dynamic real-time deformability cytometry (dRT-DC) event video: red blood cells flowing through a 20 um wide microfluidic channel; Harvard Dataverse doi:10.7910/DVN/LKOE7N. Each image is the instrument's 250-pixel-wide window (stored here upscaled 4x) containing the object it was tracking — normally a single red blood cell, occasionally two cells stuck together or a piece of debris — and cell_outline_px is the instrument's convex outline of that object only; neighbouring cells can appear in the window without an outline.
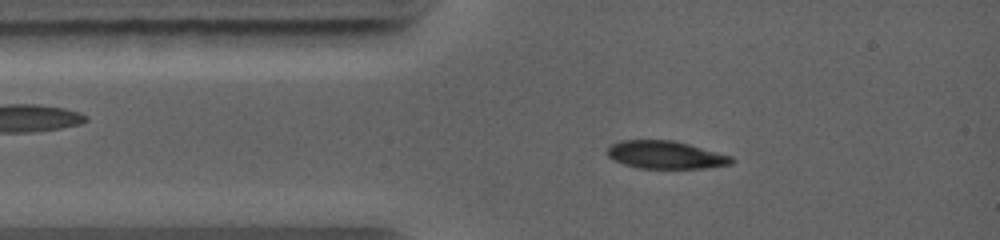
{"species": "common noctule bat (a hibernating species)", "species_latin": "Nyctalus noctula", "temperature_condition": "warm", "stored_images_in_passage": 91, "camera_frame_rate_fps": 5000, "um_per_image_px": 0.085, "animal": {"sex": "female", "body_mass_g": 19.0, "forearm_length_mm": 56.7}, "frame": {"image": 1, "passage_image": 10, "time_ms": 1.4, "image_size_px": [1000, 240], "cell_outline_px": [[736, 160], [732, 164], [704, 168], [636, 168], [624, 164], [608, 156], [604, 152], [612, 144], [620, 140], [672, 140], [688, 144], [732, 156]], "centroid_in_image_um": [56.57, 13.16], "position_along_channel_um": 28.4, "area_um2": 20.11}}
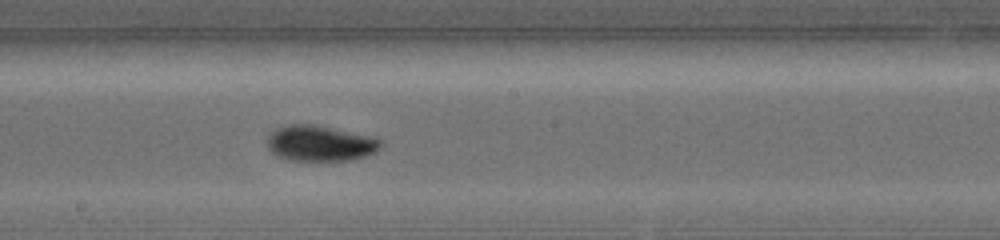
{"frame": {"image": 2, "passage_image": 43, "time_ms": 5.8, "image_size_px": [1000, 240], "cell_outline_px": [[384, 144], [376, 152], [364, 156], [348, 160], [288, 160], [276, 156], [268, 148], [268, 136], [276, 128], [292, 124], [312, 124], [332, 128], [368, 136], [384, 140]], "centroid_in_image_um": [27.21, 12.19], "position_along_channel_um": 221.0, "area_um2": 23.41}}
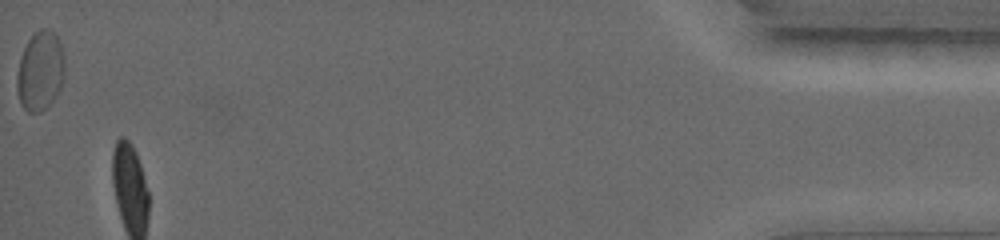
{"frame": {"image": 3, "passage_image": 91, "time_ms": 12.4, "image_size_px": [1000, 240], "cell_outline_px": [[64, 76], [60, 88], [56, 96], [40, 112], [28, 112], [24, 108], [20, 100], [16, 88], [16, 76], [20, 56], [28, 40], [40, 28], [48, 28], [60, 40], [64, 56]], "centroid_in_image_um": [3.41, 6.01], "position_along_channel_um": 431.8, "area_um2": 22.08}}